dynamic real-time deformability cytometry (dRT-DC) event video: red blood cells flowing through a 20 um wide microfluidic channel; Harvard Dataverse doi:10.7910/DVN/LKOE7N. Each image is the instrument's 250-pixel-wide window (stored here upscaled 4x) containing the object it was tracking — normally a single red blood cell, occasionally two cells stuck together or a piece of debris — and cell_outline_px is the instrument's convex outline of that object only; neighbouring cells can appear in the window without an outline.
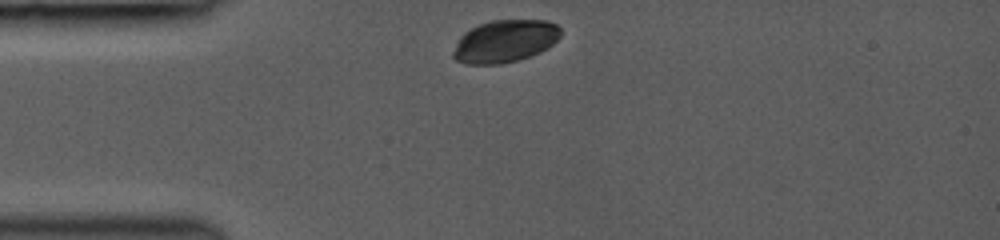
{"species": "common noctule bat (a hibernating species)", "species_latin": "Nyctalus noctula", "temperature_condition": "room temperature", "stored_images_in_passage": 31, "camera_frame_rate_fps": 3000, "um_per_image_px": 0.085, "animal": {"sex": "female", "body_mass_g": 19.0, "forearm_length_mm": 53.3}, "frame": {"image": 1, "passage_image": 1, "time_ms": 0.0, "image_size_px": [1000, 240], "cell_outline_px": [[560, 36], [548, 48], [540, 52], [516, 60], [500, 64], [464, 64], [456, 60], [452, 56], [452, 52], [460, 36], [464, 32], [480, 24], [492, 20], [548, 20], [556, 24], [560, 28]], "centroid_in_image_um": [42.9, 3.5], "position_along_channel_um": 42.1, "area_um2": 26.53}}
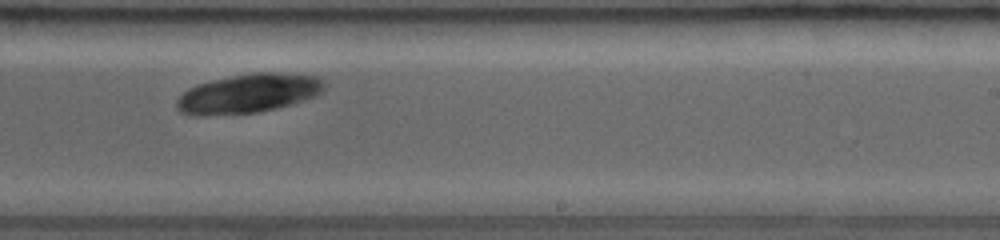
{"frame": {"image": 2, "passage_image": 19, "time_ms": 6.0, "image_size_px": [1000, 240], "cell_outline_px": [[324, 88], [316, 96], [304, 100], [276, 108], [260, 112], [204, 116], [196, 116], [180, 112], [176, 108], [176, 100], [188, 88], [196, 84], [212, 80], [252, 72], [296, 72], [320, 76], [324, 80]], "centroid_in_image_um": [21.14, 7.93], "position_along_channel_um": 267.9, "area_um2": 34.22}}
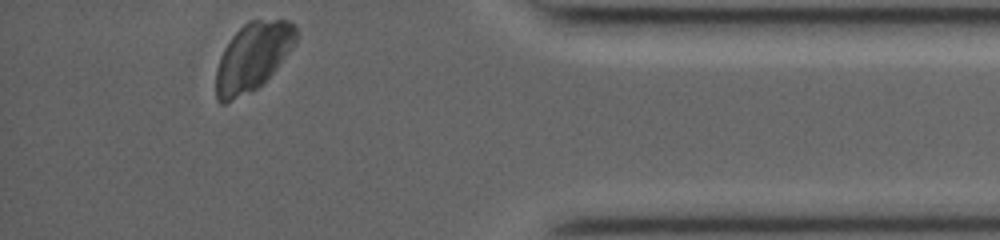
{"frame": {"image": 3, "passage_image": 31, "time_ms": 10.0, "image_size_px": [1000, 240], "cell_outline_px": [[296, 40], [272, 72], [256, 88], [224, 104], [220, 104], [216, 100], [216, 68], [220, 56], [224, 48], [232, 36], [248, 20], [288, 20], [296, 24]], "centroid_in_image_um": [21.43, 4.81], "position_along_channel_um": 413.8, "area_um2": 31.1}}